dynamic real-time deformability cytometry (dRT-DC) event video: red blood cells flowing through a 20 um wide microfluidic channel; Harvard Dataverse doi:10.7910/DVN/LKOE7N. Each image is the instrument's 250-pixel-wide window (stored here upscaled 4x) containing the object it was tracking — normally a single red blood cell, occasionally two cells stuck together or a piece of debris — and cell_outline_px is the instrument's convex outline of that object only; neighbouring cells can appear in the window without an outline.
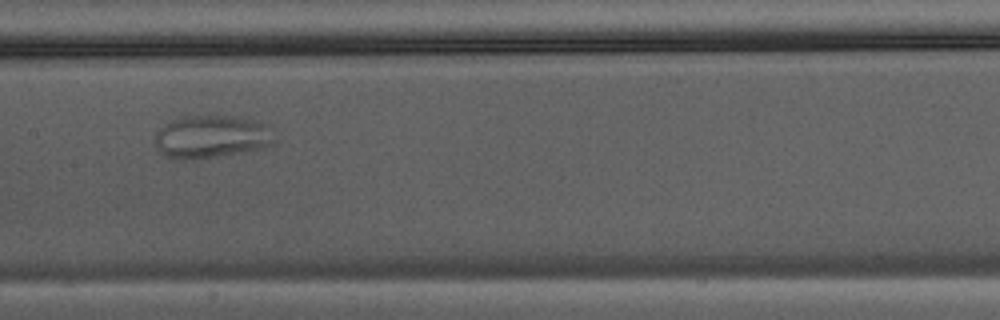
{"species": "Egyptian fruit bat (a non-hibernating species)", "species_latin": "Rousettus aegyptiacus", "temperature_condition": "warm", "stored_images_in_passage": 34, "camera_frame_rate_fps": 3000, "um_per_image_px": 0.085, "animal": {"sex": "male"}, "frame": {"image": 1, "passage_image": 12, "time_ms": 3.667, "image_size_px": [1000, 320], "cell_outline_px": [[276, 140], [272, 144], [260, 148], [192, 160], [176, 160], [164, 156], [156, 148], [156, 132], [160, 128], [172, 120], [184, 116], [232, 116], [252, 120], [260, 124]], "centroid_in_image_um": [17.85, 11.64], "position_along_channel_um": 189.6, "area_um2": 29.07}}
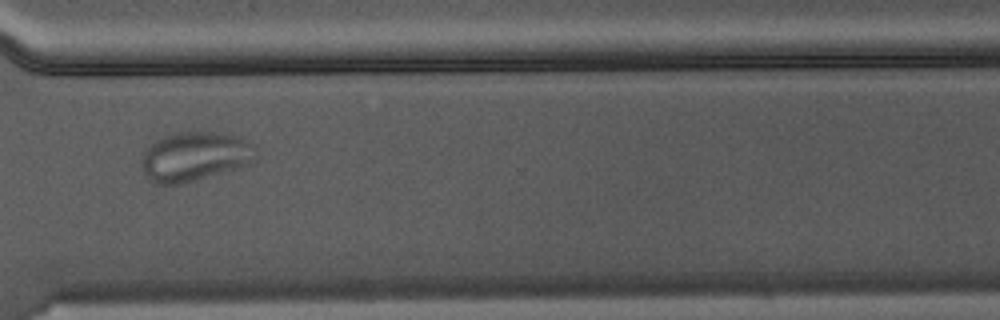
{"frame": {"image": 2, "passage_image": 23, "time_ms": 7.333, "image_size_px": [1000, 320], "cell_outline_px": [[256, 160], [248, 164], [236, 168], [180, 184], [156, 184], [144, 172], [140, 164], [144, 152], [152, 144], [164, 136], [172, 132], [220, 132], [236, 136], [252, 144], [256, 148]], "centroid_in_image_um": [16.56, 13.29], "position_along_channel_um": 354.0, "area_um2": 32.48}}
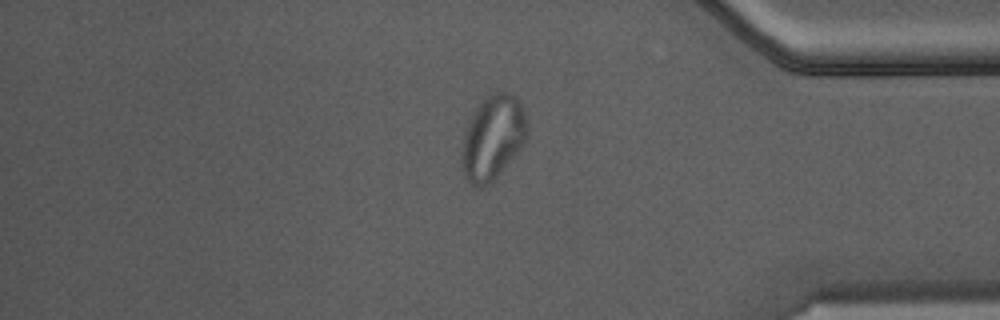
{"frame": {"image": 3, "passage_image": 27, "time_ms": 8.667, "image_size_px": [1000, 320], "cell_outline_px": [[528, 140], [492, 184], [484, 188], [472, 188], [460, 168], [460, 152], [464, 132], [472, 112], [484, 96], [488, 92], [504, 88], [520, 100], [524, 112], [528, 128]], "centroid_in_image_um": [41.87, 11.7], "position_along_channel_um": 393.3, "area_um2": 33.93}}